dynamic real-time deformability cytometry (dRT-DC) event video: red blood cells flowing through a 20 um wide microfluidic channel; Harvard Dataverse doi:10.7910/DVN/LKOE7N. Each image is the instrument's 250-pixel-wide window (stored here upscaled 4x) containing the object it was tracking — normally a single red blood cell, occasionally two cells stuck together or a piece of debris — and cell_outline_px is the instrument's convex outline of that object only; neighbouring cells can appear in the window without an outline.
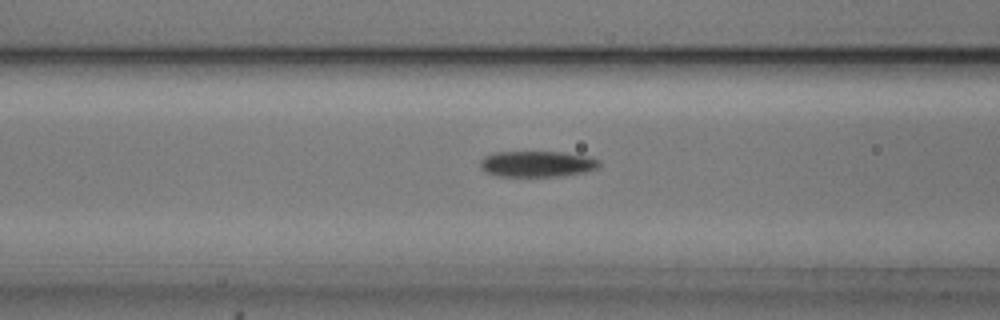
{"species": "common noctule bat (a hibernating species)", "species_latin": "Nyctalus noctula", "temperature_condition": "cold", "stored_images_in_passage": 50, "camera_frame_rate_fps": 3000, "um_per_image_px": 0.085, "animal": {"sex": "male", "body_mass_g": 20.5, "forearm_length_mm": 52.5}, "frame": {"image": 1, "passage_image": 17, "time_ms": 5.333, "image_size_px": [1000, 320], "cell_outline_px": [[600, 168], [584, 172], [560, 176], [500, 176], [484, 172], [480, 168], [480, 160], [484, 156], [496, 152], [560, 152], [588, 156], [600, 160]], "centroid_in_image_um": [45.65, 13.93], "position_along_channel_um": 120.9, "area_um2": 18.09}}
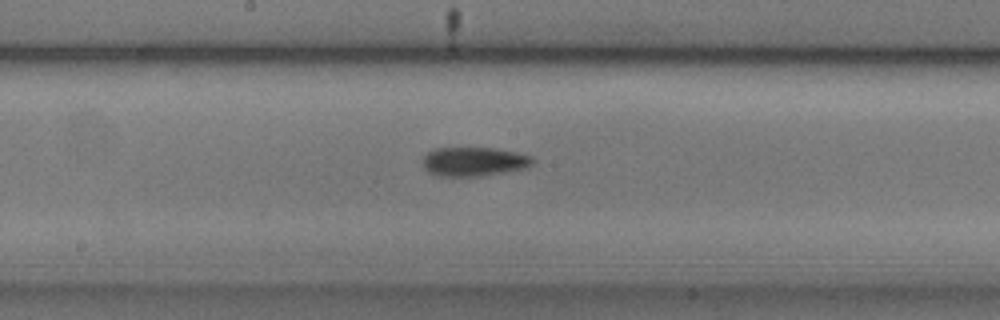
{"frame": {"image": 2, "passage_image": 24, "time_ms": 7.667, "image_size_px": [1000, 320], "cell_outline_px": [[536, 160], [532, 164], [524, 168], [504, 172], [480, 176], [440, 176], [428, 172], [424, 168], [420, 160], [432, 148], [496, 148], [516, 152], [532, 156]], "centroid_in_image_um": [40.25, 13.73], "position_along_channel_um": 207.9, "area_um2": 18.79}}
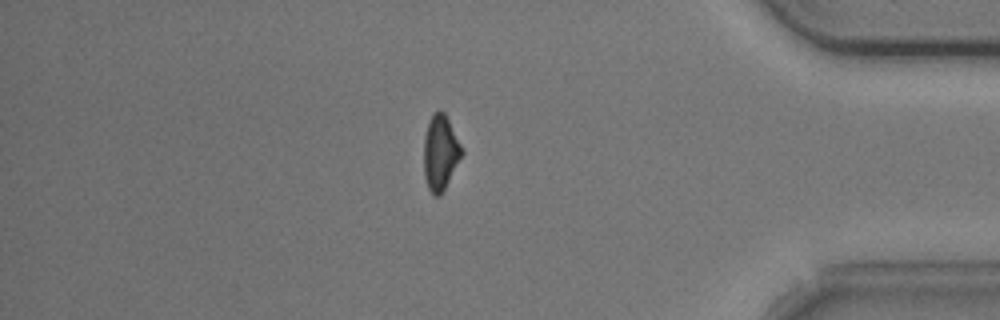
{"frame": {"image": 3, "passage_image": 42, "time_ms": 13.667, "image_size_px": [1000, 320], "cell_outline_px": [[464, 152], [440, 196], [432, 196], [428, 188], [424, 176], [424, 136], [428, 120], [432, 112], [440, 108], [444, 112]], "centroid_in_image_um": [37.4, 12.95], "position_along_channel_um": 397.8, "area_um2": 16.65}, "authors_computed_cell_mechanics": {"area_um2": 17.8313, "velocity_mm_per_s": 3.7102, "shape_relaxation_time_tau1_ms": 5.24, "shape_relaxation_time_tau2_ms": 5.5401, "deformation_change_tau1": 0.1563, "deformation_change_tau2": 0.1377}}